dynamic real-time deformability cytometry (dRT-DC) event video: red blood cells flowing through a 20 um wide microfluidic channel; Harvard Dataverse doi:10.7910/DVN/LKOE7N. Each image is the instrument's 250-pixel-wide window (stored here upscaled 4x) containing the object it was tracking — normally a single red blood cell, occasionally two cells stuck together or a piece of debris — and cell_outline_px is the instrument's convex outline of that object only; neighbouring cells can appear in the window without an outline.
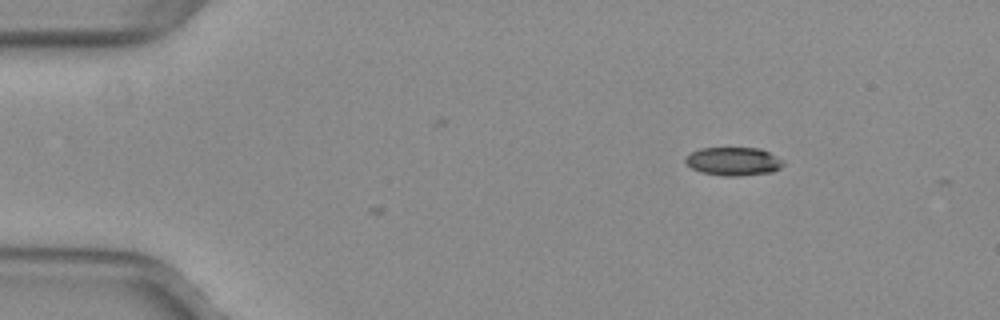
{"species": "common noctule bat (a hibernating species)", "species_latin": "Nyctalus noctula", "temperature_condition": "warm", "stored_images_in_passage": 3, "camera_frame_rate_fps": 3000, "um_per_image_px": 0.085, "animal": {"sex": "female", "body_mass_g": 29.2, "forearm_length_mm": 56.3}, "frame": {"image": 1, "passage_image": 3, "time_ms": 0.667, "image_size_px": [1000, 320], "cell_outline_px": [[784, 164], [780, 168], [772, 172], [740, 176], [724, 176], [700, 172], [692, 168], [684, 160], [684, 156], [700, 148], [760, 148], [784, 160]], "centroid_in_image_um": [62.34, 13.72], "position_along_channel_um": 22.7, "area_um2": 16.24}}